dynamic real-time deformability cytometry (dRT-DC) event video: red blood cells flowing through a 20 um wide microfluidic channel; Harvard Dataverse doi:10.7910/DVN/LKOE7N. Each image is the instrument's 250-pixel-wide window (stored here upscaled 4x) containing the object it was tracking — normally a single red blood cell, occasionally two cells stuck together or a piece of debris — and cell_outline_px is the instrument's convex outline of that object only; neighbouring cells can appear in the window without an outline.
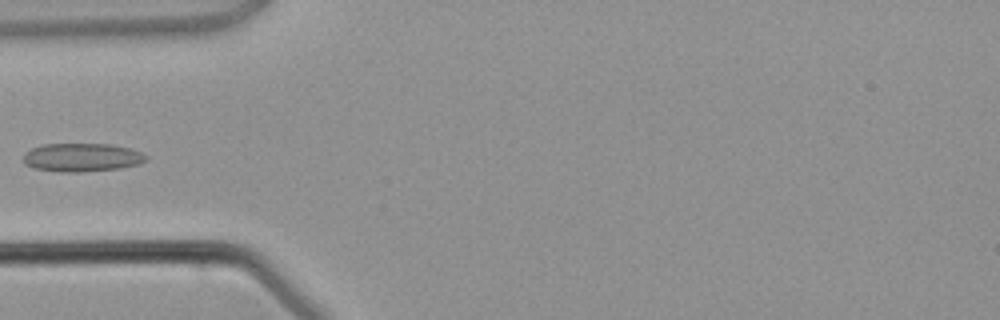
{"species": "common noctule bat (a hibernating species)", "species_latin": "Nyctalus noctula", "temperature_condition": "warm", "stored_images_in_passage": 5, "camera_frame_rate_fps": 3000, "um_per_image_px": 0.085, "animal": {"sex": "male", "body_mass_g": 21.5, "forearm_length_mm": 52.0}, "frame": {"image": 1, "passage_image": 5, "time_ms": 6.0, "image_size_px": [1000, 320], "cell_outline_px": [[148, 160], [140, 164], [120, 168], [80, 172], [60, 172], [32, 168], [24, 164], [24, 152], [40, 144], [112, 144], [132, 148], [148, 156]], "centroid_in_image_um": [6.97, 13.38], "position_along_channel_um": 78.0, "area_um2": 20.63}}